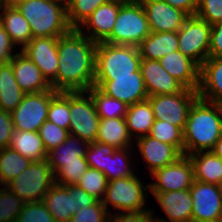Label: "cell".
<instances>
[{
    "label": "cell",
    "instance_id": "obj_20",
    "mask_svg": "<svg viewBox=\"0 0 222 222\" xmlns=\"http://www.w3.org/2000/svg\"><path fill=\"white\" fill-rule=\"evenodd\" d=\"M140 70L148 96L179 93L185 88L162 67L159 60L142 59Z\"/></svg>",
    "mask_w": 222,
    "mask_h": 222
},
{
    "label": "cell",
    "instance_id": "obj_17",
    "mask_svg": "<svg viewBox=\"0 0 222 222\" xmlns=\"http://www.w3.org/2000/svg\"><path fill=\"white\" fill-rule=\"evenodd\" d=\"M151 32H178L190 17L164 0H140Z\"/></svg>",
    "mask_w": 222,
    "mask_h": 222
},
{
    "label": "cell",
    "instance_id": "obj_6",
    "mask_svg": "<svg viewBox=\"0 0 222 222\" xmlns=\"http://www.w3.org/2000/svg\"><path fill=\"white\" fill-rule=\"evenodd\" d=\"M149 184L144 185L142 180L135 173L134 176L118 178L108 181L105 196L102 200L103 205L109 213L112 209L119 212H141L150 211L146 208V198L149 195Z\"/></svg>",
    "mask_w": 222,
    "mask_h": 222
},
{
    "label": "cell",
    "instance_id": "obj_41",
    "mask_svg": "<svg viewBox=\"0 0 222 222\" xmlns=\"http://www.w3.org/2000/svg\"><path fill=\"white\" fill-rule=\"evenodd\" d=\"M89 168L85 157H80V162L63 163L55 173L56 183L59 185H76L82 174Z\"/></svg>",
    "mask_w": 222,
    "mask_h": 222
},
{
    "label": "cell",
    "instance_id": "obj_52",
    "mask_svg": "<svg viewBox=\"0 0 222 222\" xmlns=\"http://www.w3.org/2000/svg\"><path fill=\"white\" fill-rule=\"evenodd\" d=\"M75 201H76L77 211H79L82 208H85L86 206L93 205L98 202L96 198L90 196L88 193H86L77 185H75Z\"/></svg>",
    "mask_w": 222,
    "mask_h": 222
},
{
    "label": "cell",
    "instance_id": "obj_33",
    "mask_svg": "<svg viewBox=\"0 0 222 222\" xmlns=\"http://www.w3.org/2000/svg\"><path fill=\"white\" fill-rule=\"evenodd\" d=\"M132 150H134V147L115 149L112 155H106L105 171L103 173L108 181L135 175L134 171L136 169H132L134 162L131 161L134 156Z\"/></svg>",
    "mask_w": 222,
    "mask_h": 222
},
{
    "label": "cell",
    "instance_id": "obj_30",
    "mask_svg": "<svg viewBox=\"0 0 222 222\" xmlns=\"http://www.w3.org/2000/svg\"><path fill=\"white\" fill-rule=\"evenodd\" d=\"M125 120L133 141L149 135L155 121L150 102L145 100L128 106Z\"/></svg>",
    "mask_w": 222,
    "mask_h": 222
},
{
    "label": "cell",
    "instance_id": "obj_22",
    "mask_svg": "<svg viewBox=\"0 0 222 222\" xmlns=\"http://www.w3.org/2000/svg\"><path fill=\"white\" fill-rule=\"evenodd\" d=\"M159 62L185 88L198 91L200 66L194 60L177 50L165 55Z\"/></svg>",
    "mask_w": 222,
    "mask_h": 222
},
{
    "label": "cell",
    "instance_id": "obj_14",
    "mask_svg": "<svg viewBox=\"0 0 222 222\" xmlns=\"http://www.w3.org/2000/svg\"><path fill=\"white\" fill-rule=\"evenodd\" d=\"M190 192L192 222H216L222 217V197L218 185L194 180Z\"/></svg>",
    "mask_w": 222,
    "mask_h": 222
},
{
    "label": "cell",
    "instance_id": "obj_31",
    "mask_svg": "<svg viewBox=\"0 0 222 222\" xmlns=\"http://www.w3.org/2000/svg\"><path fill=\"white\" fill-rule=\"evenodd\" d=\"M9 147L32 161L47 158V151L38 132L14 130Z\"/></svg>",
    "mask_w": 222,
    "mask_h": 222
},
{
    "label": "cell",
    "instance_id": "obj_36",
    "mask_svg": "<svg viewBox=\"0 0 222 222\" xmlns=\"http://www.w3.org/2000/svg\"><path fill=\"white\" fill-rule=\"evenodd\" d=\"M149 136L163 143L175 146L184 155V133L180 127L155 119Z\"/></svg>",
    "mask_w": 222,
    "mask_h": 222
},
{
    "label": "cell",
    "instance_id": "obj_47",
    "mask_svg": "<svg viewBox=\"0 0 222 222\" xmlns=\"http://www.w3.org/2000/svg\"><path fill=\"white\" fill-rule=\"evenodd\" d=\"M14 130L11 113L0 110V149L9 147Z\"/></svg>",
    "mask_w": 222,
    "mask_h": 222
},
{
    "label": "cell",
    "instance_id": "obj_7",
    "mask_svg": "<svg viewBox=\"0 0 222 222\" xmlns=\"http://www.w3.org/2000/svg\"><path fill=\"white\" fill-rule=\"evenodd\" d=\"M55 183V173L45 159L32 161L21 174L5 186L25 203H29L42 201Z\"/></svg>",
    "mask_w": 222,
    "mask_h": 222
},
{
    "label": "cell",
    "instance_id": "obj_2",
    "mask_svg": "<svg viewBox=\"0 0 222 222\" xmlns=\"http://www.w3.org/2000/svg\"><path fill=\"white\" fill-rule=\"evenodd\" d=\"M184 133V155L211 151L222 135V109L198 98L191 106Z\"/></svg>",
    "mask_w": 222,
    "mask_h": 222
},
{
    "label": "cell",
    "instance_id": "obj_16",
    "mask_svg": "<svg viewBox=\"0 0 222 222\" xmlns=\"http://www.w3.org/2000/svg\"><path fill=\"white\" fill-rule=\"evenodd\" d=\"M161 207L166 219L155 217L150 209L151 220L157 222H192L193 201L190 189L167 192H149Z\"/></svg>",
    "mask_w": 222,
    "mask_h": 222
},
{
    "label": "cell",
    "instance_id": "obj_46",
    "mask_svg": "<svg viewBox=\"0 0 222 222\" xmlns=\"http://www.w3.org/2000/svg\"><path fill=\"white\" fill-rule=\"evenodd\" d=\"M196 16L210 25L222 21V0H198Z\"/></svg>",
    "mask_w": 222,
    "mask_h": 222
},
{
    "label": "cell",
    "instance_id": "obj_21",
    "mask_svg": "<svg viewBox=\"0 0 222 222\" xmlns=\"http://www.w3.org/2000/svg\"><path fill=\"white\" fill-rule=\"evenodd\" d=\"M10 63L15 80L24 93L44 92L52 89L41 70L22 51L16 52Z\"/></svg>",
    "mask_w": 222,
    "mask_h": 222
},
{
    "label": "cell",
    "instance_id": "obj_51",
    "mask_svg": "<svg viewBox=\"0 0 222 222\" xmlns=\"http://www.w3.org/2000/svg\"><path fill=\"white\" fill-rule=\"evenodd\" d=\"M169 3L172 7L186 12L189 16H195L198 0H164Z\"/></svg>",
    "mask_w": 222,
    "mask_h": 222
},
{
    "label": "cell",
    "instance_id": "obj_56",
    "mask_svg": "<svg viewBox=\"0 0 222 222\" xmlns=\"http://www.w3.org/2000/svg\"><path fill=\"white\" fill-rule=\"evenodd\" d=\"M218 186H219V190H220V195L222 197V181L218 184Z\"/></svg>",
    "mask_w": 222,
    "mask_h": 222
},
{
    "label": "cell",
    "instance_id": "obj_44",
    "mask_svg": "<svg viewBox=\"0 0 222 222\" xmlns=\"http://www.w3.org/2000/svg\"><path fill=\"white\" fill-rule=\"evenodd\" d=\"M47 152L63 143L70 135L69 131L46 121L38 131Z\"/></svg>",
    "mask_w": 222,
    "mask_h": 222
},
{
    "label": "cell",
    "instance_id": "obj_18",
    "mask_svg": "<svg viewBox=\"0 0 222 222\" xmlns=\"http://www.w3.org/2000/svg\"><path fill=\"white\" fill-rule=\"evenodd\" d=\"M124 1L125 0H112L100 5L84 20L77 30L96 43L104 42L112 33L117 14ZM85 29L87 31H85Z\"/></svg>",
    "mask_w": 222,
    "mask_h": 222
},
{
    "label": "cell",
    "instance_id": "obj_38",
    "mask_svg": "<svg viewBox=\"0 0 222 222\" xmlns=\"http://www.w3.org/2000/svg\"><path fill=\"white\" fill-rule=\"evenodd\" d=\"M47 121L68 130L70 126L69 92H57L50 101Z\"/></svg>",
    "mask_w": 222,
    "mask_h": 222
},
{
    "label": "cell",
    "instance_id": "obj_19",
    "mask_svg": "<svg viewBox=\"0 0 222 222\" xmlns=\"http://www.w3.org/2000/svg\"><path fill=\"white\" fill-rule=\"evenodd\" d=\"M137 148L149 173L176 162L183 154L173 145L163 143L149 135L136 140Z\"/></svg>",
    "mask_w": 222,
    "mask_h": 222
},
{
    "label": "cell",
    "instance_id": "obj_53",
    "mask_svg": "<svg viewBox=\"0 0 222 222\" xmlns=\"http://www.w3.org/2000/svg\"><path fill=\"white\" fill-rule=\"evenodd\" d=\"M216 156L222 159V135L215 143L214 148L211 150Z\"/></svg>",
    "mask_w": 222,
    "mask_h": 222
},
{
    "label": "cell",
    "instance_id": "obj_57",
    "mask_svg": "<svg viewBox=\"0 0 222 222\" xmlns=\"http://www.w3.org/2000/svg\"><path fill=\"white\" fill-rule=\"evenodd\" d=\"M6 5V0H0V7Z\"/></svg>",
    "mask_w": 222,
    "mask_h": 222
},
{
    "label": "cell",
    "instance_id": "obj_4",
    "mask_svg": "<svg viewBox=\"0 0 222 222\" xmlns=\"http://www.w3.org/2000/svg\"><path fill=\"white\" fill-rule=\"evenodd\" d=\"M142 58L138 47L99 42L96 46L95 80L135 76Z\"/></svg>",
    "mask_w": 222,
    "mask_h": 222
},
{
    "label": "cell",
    "instance_id": "obj_58",
    "mask_svg": "<svg viewBox=\"0 0 222 222\" xmlns=\"http://www.w3.org/2000/svg\"><path fill=\"white\" fill-rule=\"evenodd\" d=\"M216 222H222V217L219 218Z\"/></svg>",
    "mask_w": 222,
    "mask_h": 222
},
{
    "label": "cell",
    "instance_id": "obj_42",
    "mask_svg": "<svg viewBox=\"0 0 222 222\" xmlns=\"http://www.w3.org/2000/svg\"><path fill=\"white\" fill-rule=\"evenodd\" d=\"M115 148L99 141L89 143L85 158L89 167L97 169L102 173L105 171L106 155H112Z\"/></svg>",
    "mask_w": 222,
    "mask_h": 222
},
{
    "label": "cell",
    "instance_id": "obj_50",
    "mask_svg": "<svg viewBox=\"0 0 222 222\" xmlns=\"http://www.w3.org/2000/svg\"><path fill=\"white\" fill-rule=\"evenodd\" d=\"M211 37L209 45V57L222 56V21L211 25Z\"/></svg>",
    "mask_w": 222,
    "mask_h": 222
},
{
    "label": "cell",
    "instance_id": "obj_40",
    "mask_svg": "<svg viewBox=\"0 0 222 222\" xmlns=\"http://www.w3.org/2000/svg\"><path fill=\"white\" fill-rule=\"evenodd\" d=\"M25 202L6 186L0 190V222H17Z\"/></svg>",
    "mask_w": 222,
    "mask_h": 222
},
{
    "label": "cell",
    "instance_id": "obj_54",
    "mask_svg": "<svg viewBox=\"0 0 222 222\" xmlns=\"http://www.w3.org/2000/svg\"><path fill=\"white\" fill-rule=\"evenodd\" d=\"M22 1V0H6L7 5H14L15 3Z\"/></svg>",
    "mask_w": 222,
    "mask_h": 222
},
{
    "label": "cell",
    "instance_id": "obj_39",
    "mask_svg": "<svg viewBox=\"0 0 222 222\" xmlns=\"http://www.w3.org/2000/svg\"><path fill=\"white\" fill-rule=\"evenodd\" d=\"M107 184L108 180L104 173L89 167L82 174L76 185L98 201H102L105 196Z\"/></svg>",
    "mask_w": 222,
    "mask_h": 222
},
{
    "label": "cell",
    "instance_id": "obj_35",
    "mask_svg": "<svg viewBox=\"0 0 222 222\" xmlns=\"http://www.w3.org/2000/svg\"><path fill=\"white\" fill-rule=\"evenodd\" d=\"M87 92L93 98L100 119L125 117L128 108L125 103L104 94L95 86L91 87Z\"/></svg>",
    "mask_w": 222,
    "mask_h": 222
},
{
    "label": "cell",
    "instance_id": "obj_48",
    "mask_svg": "<svg viewBox=\"0 0 222 222\" xmlns=\"http://www.w3.org/2000/svg\"><path fill=\"white\" fill-rule=\"evenodd\" d=\"M16 45L12 42L8 33L4 30L0 23V64L9 63L10 60L15 56L14 53Z\"/></svg>",
    "mask_w": 222,
    "mask_h": 222
},
{
    "label": "cell",
    "instance_id": "obj_9",
    "mask_svg": "<svg viewBox=\"0 0 222 222\" xmlns=\"http://www.w3.org/2000/svg\"><path fill=\"white\" fill-rule=\"evenodd\" d=\"M199 98L197 90L184 88L179 93L148 96L155 119L169 122L183 131L191 106Z\"/></svg>",
    "mask_w": 222,
    "mask_h": 222
},
{
    "label": "cell",
    "instance_id": "obj_8",
    "mask_svg": "<svg viewBox=\"0 0 222 222\" xmlns=\"http://www.w3.org/2000/svg\"><path fill=\"white\" fill-rule=\"evenodd\" d=\"M70 126L69 134L83 141L93 143L97 138L100 117L91 95L86 92H69Z\"/></svg>",
    "mask_w": 222,
    "mask_h": 222
},
{
    "label": "cell",
    "instance_id": "obj_32",
    "mask_svg": "<svg viewBox=\"0 0 222 222\" xmlns=\"http://www.w3.org/2000/svg\"><path fill=\"white\" fill-rule=\"evenodd\" d=\"M24 95V91L15 80L12 64H0V110L11 113Z\"/></svg>",
    "mask_w": 222,
    "mask_h": 222
},
{
    "label": "cell",
    "instance_id": "obj_1",
    "mask_svg": "<svg viewBox=\"0 0 222 222\" xmlns=\"http://www.w3.org/2000/svg\"><path fill=\"white\" fill-rule=\"evenodd\" d=\"M96 46L77 29L58 38L57 92H86L94 86Z\"/></svg>",
    "mask_w": 222,
    "mask_h": 222
},
{
    "label": "cell",
    "instance_id": "obj_11",
    "mask_svg": "<svg viewBox=\"0 0 222 222\" xmlns=\"http://www.w3.org/2000/svg\"><path fill=\"white\" fill-rule=\"evenodd\" d=\"M212 27L199 17L190 16L178 33V51L194 60L199 66L209 57Z\"/></svg>",
    "mask_w": 222,
    "mask_h": 222
},
{
    "label": "cell",
    "instance_id": "obj_37",
    "mask_svg": "<svg viewBox=\"0 0 222 222\" xmlns=\"http://www.w3.org/2000/svg\"><path fill=\"white\" fill-rule=\"evenodd\" d=\"M112 0H70L66 5L67 19L73 29H77L100 5Z\"/></svg>",
    "mask_w": 222,
    "mask_h": 222
},
{
    "label": "cell",
    "instance_id": "obj_43",
    "mask_svg": "<svg viewBox=\"0 0 222 222\" xmlns=\"http://www.w3.org/2000/svg\"><path fill=\"white\" fill-rule=\"evenodd\" d=\"M17 222H56L43 201L25 203Z\"/></svg>",
    "mask_w": 222,
    "mask_h": 222
},
{
    "label": "cell",
    "instance_id": "obj_13",
    "mask_svg": "<svg viewBox=\"0 0 222 222\" xmlns=\"http://www.w3.org/2000/svg\"><path fill=\"white\" fill-rule=\"evenodd\" d=\"M59 37L32 38L21 51L33 61L41 70L42 75L57 91V72L59 65L58 55Z\"/></svg>",
    "mask_w": 222,
    "mask_h": 222
},
{
    "label": "cell",
    "instance_id": "obj_26",
    "mask_svg": "<svg viewBox=\"0 0 222 222\" xmlns=\"http://www.w3.org/2000/svg\"><path fill=\"white\" fill-rule=\"evenodd\" d=\"M178 48L177 32H151L138 46L141 58L146 60H160Z\"/></svg>",
    "mask_w": 222,
    "mask_h": 222
},
{
    "label": "cell",
    "instance_id": "obj_23",
    "mask_svg": "<svg viewBox=\"0 0 222 222\" xmlns=\"http://www.w3.org/2000/svg\"><path fill=\"white\" fill-rule=\"evenodd\" d=\"M42 201L56 222H69L77 212L75 185L55 183L44 195Z\"/></svg>",
    "mask_w": 222,
    "mask_h": 222
},
{
    "label": "cell",
    "instance_id": "obj_10",
    "mask_svg": "<svg viewBox=\"0 0 222 222\" xmlns=\"http://www.w3.org/2000/svg\"><path fill=\"white\" fill-rule=\"evenodd\" d=\"M56 90L25 93L22 101L11 112L15 130L38 132L47 121L48 107Z\"/></svg>",
    "mask_w": 222,
    "mask_h": 222
},
{
    "label": "cell",
    "instance_id": "obj_55",
    "mask_svg": "<svg viewBox=\"0 0 222 222\" xmlns=\"http://www.w3.org/2000/svg\"><path fill=\"white\" fill-rule=\"evenodd\" d=\"M54 1H58L63 3L64 5H67L70 0H54Z\"/></svg>",
    "mask_w": 222,
    "mask_h": 222
},
{
    "label": "cell",
    "instance_id": "obj_34",
    "mask_svg": "<svg viewBox=\"0 0 222 222\" xmlns=\"http://www.w3.org/2000/svg\"><path fill=\"white\" fill-rule=\"evenodd\" d=\"M32 162L10 147L0 149V185L5 186Z\"/></svg>",
    "mask_w": 222,
    "mask_h": 222
},
{
    "label": "cell",
    "instance_id": "obj_28",
    "mask_svg": "<svg viewBox=\"0 0 222 222\" xmlns=\"http://www.w3.org/2000/svg\"><path fill=\"white\" fill-rule=\"evenodd\" d=\"M88 143L79 137L69 135L67 139L47 153L48 165L56 173L63 163L80 162V157H85Z\"/></svg>",
    "mask_w": 222,
    "mask_h": 222
},
{
    "label": "cell",
    "instance_id": "obj_45",
    "mask_svg": "<svg viewBox=\"0 0 222 222\" xmlns=\"http://www.w3.org/2000/svg\"><path fill=\"white\" fill-rule=\"evenodd\" d=\"M109 214L102 201H98L77 211L69 222H105Z\"/></svg>",
    "mask_w": 222,
    "mask_h": 222
},
{
    "label": "cell",
    "instance_id": "obj_5",
    "mask_svg": "<svg viewBox=\"0 0 222 222\" xmlns=\"http://www.w3.org/2000/svg\"><path fill=\"white\" fill-rule=\"evenodd\" d=\"M150 33L141 1L125 0L120 6L112 33L104 42L138 47Z\"/></svg>",
    "mask_w": 222,
    "mask_h": 222
},
{
    "label": "cell",
    "instance_id": "obj_3",
    "mask_svg": "<svg viewBox=\"0 0 222 222\" xmlns=\"http://www.w3.org/2000/svg\"><path fill=\"white\" fill-rule=\"evenodd\" d=\"M29 22L32 38L61 37L73 28L66 5L54 0H22L14 4Z\"/></svg>",
    "mask_w": 222,
    "mask_h": 222
},
{
    "label": "cell",
    "instance_id": "obj_24",
    "mask_svg": "<svg viewBox=\"0 0 222 222\" xmlns=\"http://www.w3.org/2000/svg\"><path fill=\"white\" fill-rule=\"evenodd\" d=\"M198 96L207 102H222V56L208 57L200 66Z\"/></svg>",
    "mask_w": 222,
    "mask_h": 222
},
{
    "label": "cell",
    "instance_id": "obj_25",
    "mask_svg": "<svg viewBox=\"0 0 222 222\" xmlns=\"http://www.w3.org/2000/svg\"><path fill=\"white\" fill-rule=\"evenodd\" d=\"M0 23L12 42L23 49L32 39L29 22L14 5L0 7Z\"/></svg>",
    "mask_w": 222,
    "mask_h": 222
},
{
    "label": "cell",
    "instance_id": "obj_12",
    "mask_svg": "<svg viewBox=\"0 0 222 222\" xmlns=\"http://www.w3.org/2000/svg\"><path fill=\"white\" fill-rule=\"evenodd\" d=\"M149 192H167L190 189L194 182V168L189 156L183 155L176 162L151 173Z\"/></svg>",
    "mask_w": 222,
    "mask_h": 222
},
{
    "label": "cell",
    "instance_id": "obj_27",
    "mask_svg": "<svg viewBox=\"0 0 222 222\" xmlns=\"http://www.w3.org/2000/svg\"><path fill=\"white\" fill-rule=\"evenodd\" d=\"M125 117L100 119L96 141L102 142L115 149L133 147Z\"/></svg>",
    "mask_w": 222,
    "mask_h": 222
},
{
    "label": "cell",
    "instance_id": "obj_15",
    "mask_svg": "<svg viewBox=\"0 0 222 222\" xmlns=\"http://www.w3.org/2000/svg\"><path fill=\"white\" fill-rule=\"evenodd\" d=\"M94 86L127 106L148 98L141 70L136 71L135 76L114 77V80H94Z\"/></svg>",
    "mask_w": 222,
    "mask_h": 222
},
{
    "label": "cell",
    "instance_id": "obj_49",
    "mask_svg": "<svg viewBox=\"0 0 222 222\" xmlns=\"http://www.w3.org/2000/svg\"><path fill=\"white\" fill-rule=\"evenodd\" d=\"M108 219L111 222H152L150 211L110 213Z\"/></svg>",
    "mask_w": 222,
    "mask_h": 222
},
{
    "label": "cell",
    "instance_id": "obj_29",
    "mask_svg": "<svg viewBox=\"0 0 222 222\" xmlns=\"http://www.w3.org/2000/svg\"><path fill=\"white\" fill-rule=\"evenodd\" d=\"M188 156L193 163L194 180L216 185L222 181V159L212 151H199Z\"/></svg>",
    "mask_w": 222,
    "mask_h": 222
}]
</instances>
